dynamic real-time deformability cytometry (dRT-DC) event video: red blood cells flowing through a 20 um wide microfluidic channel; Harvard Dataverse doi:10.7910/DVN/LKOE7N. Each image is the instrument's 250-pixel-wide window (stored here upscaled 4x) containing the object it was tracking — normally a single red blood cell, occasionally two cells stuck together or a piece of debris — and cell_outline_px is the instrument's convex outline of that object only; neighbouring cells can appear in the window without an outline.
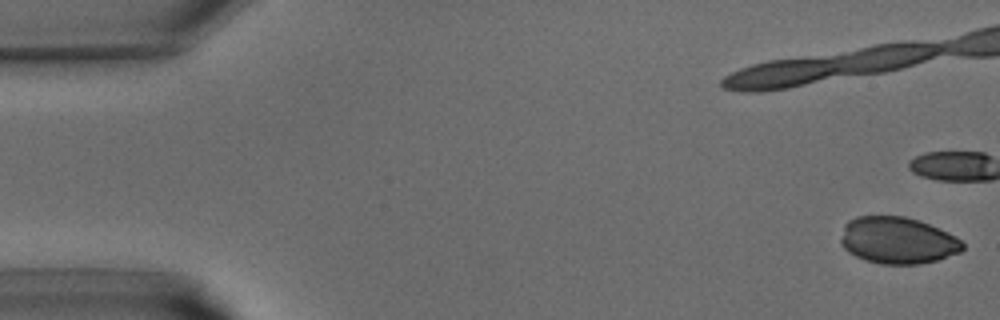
{"species": "common noctule bat (a hibernating species)", "species_latin": "Nyctalus noctula", "temperature_condition": "warm", "stored_images_in_passage": 12, "camera_frame_rate_fps": 3000, "um_per_image_px": 0.085, "animal": {"sex": "male", "body_mass_g": 15.6}, "frame": {"image": 1, "passage_image": 1, "time_ms": 0.0, "image_size_px": [1000, 320], "cell_outline_px": [[964, 248], [960, 252], [936, 260], [920, 264], [880, 264], [864, 260], [848, 252], [840, 244], [840, 240], [844, 224], [848, 220], [856, 216], [904, 216], [928, 224], [948, 232], [960, 240], [964, 244]], "centroid_in_image_um": [76.26, 20.44], "position_along_channel_um": 8.7, "area_um2": 33.23}}